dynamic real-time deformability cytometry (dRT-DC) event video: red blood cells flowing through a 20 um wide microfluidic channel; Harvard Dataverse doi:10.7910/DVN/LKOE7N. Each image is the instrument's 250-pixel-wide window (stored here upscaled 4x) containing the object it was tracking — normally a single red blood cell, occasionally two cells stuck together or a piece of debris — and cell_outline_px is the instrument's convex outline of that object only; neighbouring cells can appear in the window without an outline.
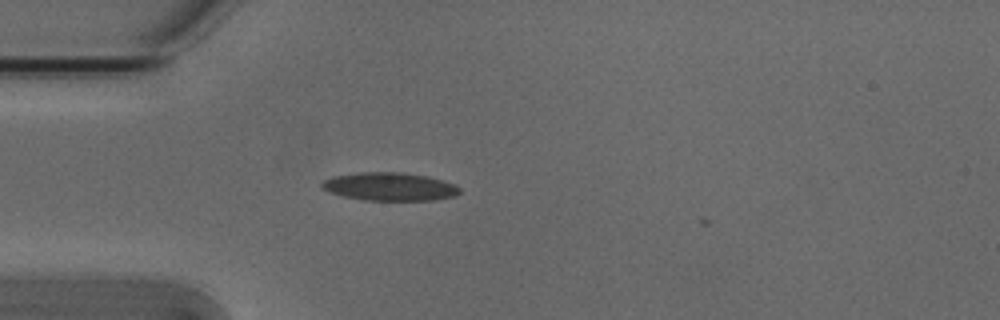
{"species": "Egyptian fruit bat (a non-hibernating species)", "species_latin": "Rousettus aegyptiacus", "temperature_condition": "cold", "stored_images_in_passage": 6, "camera_frame_rate_fps": 3000, "um_per_image_px": 0.085, "animal": {"sex": "male"}, "frame": {"image": 1, "passage_image": 1, "time_ms": 0.0, "image_size_px": [1000, 320], "cell_outline_px": [[460, 192], [456, 196], [432, 200], [364, 200], [344, 196], [328, 192], [320, 188], [320, 184], [324, 180], [332, 176], [360, 172], [400, 172], [428, 176], [456, 184], [460, 188]], "centroid_in_image_um": [33.11, 15.86], "position_along_channel_um": 51.9, "area_um2": 22.77}}